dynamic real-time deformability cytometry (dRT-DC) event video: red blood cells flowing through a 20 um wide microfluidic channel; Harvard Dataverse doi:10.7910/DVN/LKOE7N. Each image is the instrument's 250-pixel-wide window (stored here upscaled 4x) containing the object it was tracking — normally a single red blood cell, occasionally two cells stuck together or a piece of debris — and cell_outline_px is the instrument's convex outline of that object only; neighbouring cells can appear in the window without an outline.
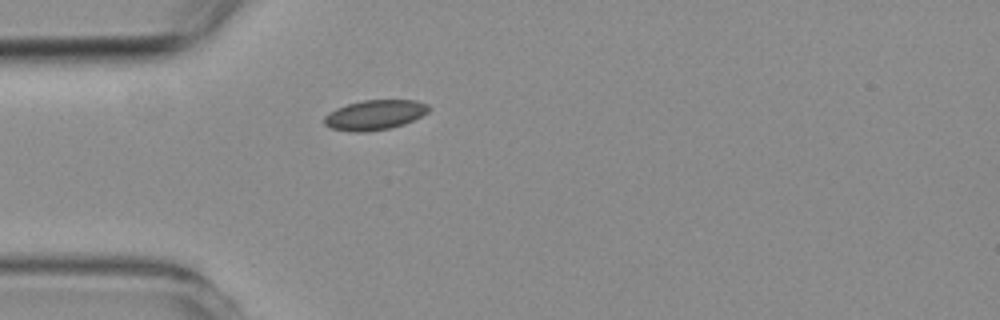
{"species": "common noctule bat (a hibernating species)", "species_latin": "Nyctalus noctula", "temperature_condition": "room temperature", "stored_images_in_passage": 2, "camera_frame_rate_fps": 3000, "um_per_image_px": 0.085, "animal": {"sex": "female", "body_mass_g": 19.3, "forearm_length_mm": 54.1}, "frame": {"image": 1, "passage_image": 2, "time_ms": 4.333, "image_size_px": [1000, 320], "cell_outline_px": [[432, 108], [428, 112], [404, 124], [388, 128], [364, 132], [352, 132], [332, 128], [324, 124], [324, 116], [328, 112], [336, 108], [348, 104], [364, 100], [416, 100], [428, 104]], "centroid_in_image_um": [31.85, 9.76], "position_along_channel_um": 53.1, "area_um2": 18.15}}